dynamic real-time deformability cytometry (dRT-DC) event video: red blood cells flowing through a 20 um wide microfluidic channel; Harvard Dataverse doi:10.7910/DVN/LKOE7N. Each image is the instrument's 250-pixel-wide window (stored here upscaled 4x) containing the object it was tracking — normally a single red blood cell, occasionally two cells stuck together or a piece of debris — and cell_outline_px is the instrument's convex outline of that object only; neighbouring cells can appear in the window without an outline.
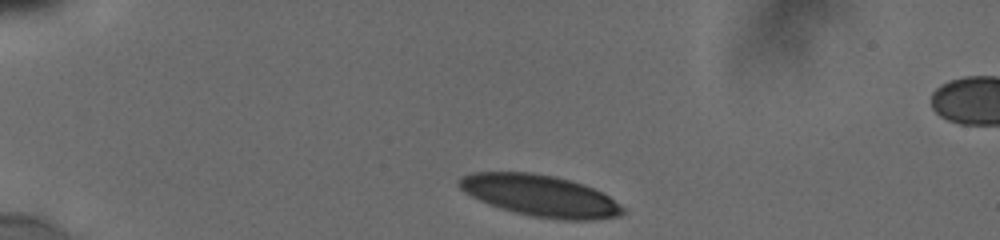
{"species": "human", "species_latin": "Homo sapiens", "temperature_condition": "cold", "stored_images_in_passage": 4, "segment_of_instrument_passage": [1, 2], "camera_frame_rate_fps": 3000, "um_per_image_px": 0.085, "donor": {"sex": "male"}, "frame": {"image": 1, "passage_image": 1, "time_ms": 0.0, "image_size_px": [1000, 240], "cell_outline_px": [[624, 212], [620, 216], [592, 220], [564, 220], [532, 216], [500, 208], [488, 204], [464, 192], [456, 184], [456, 180], [460, 176], [472, 172], [532, 172], [556, 176], [584, 184], [608, 196], [620, 204], [624, 208]], "centroid_in_image_um": [45.88, 16.62], "position_along_channel_um": 39.1, "area_um2": 39.65}}